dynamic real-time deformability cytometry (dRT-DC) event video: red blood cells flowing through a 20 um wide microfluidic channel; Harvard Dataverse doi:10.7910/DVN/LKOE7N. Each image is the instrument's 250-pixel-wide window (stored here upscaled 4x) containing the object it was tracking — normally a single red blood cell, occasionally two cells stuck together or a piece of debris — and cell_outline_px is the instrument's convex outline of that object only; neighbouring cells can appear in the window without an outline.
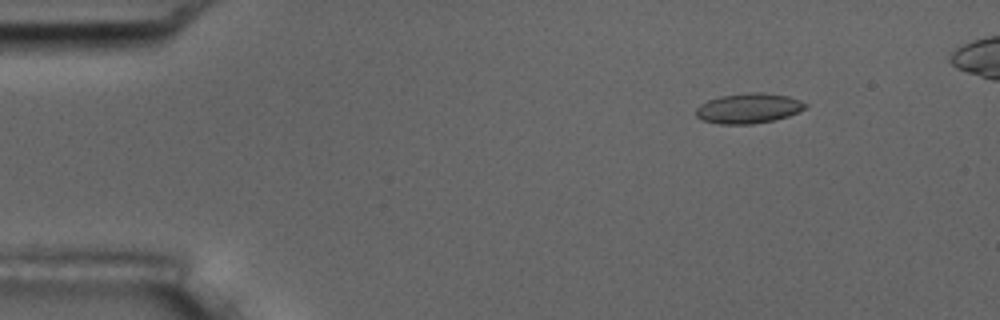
{"species": "common noctule bat (a hibernating species)", "species_latin": "Nyctalus noctula", "temperature_condition": "room temperature", "stored_images_in_passage": 6, "camera_frame_rate_fps": 3000, "um_per_image_px": 0.085, "animal": {"sex": "male", "body_mass_g": 17.5, "forearm_length_mm": 52.3}, "frame": {"image": 1, "passage_image": 2, "time_ms": 1.333, "image_size_px": [1000, 320], "cell_outline_px": [[808, 104], [804, 108], [788, 116], [776, 120], [752, 124], [720, 124], [700, 120], [696, 116], [696, 108], [700, 104], [708, 100], [720, 96], [748, 92], [764, 92], [788, 96], [800, 100]], "centroid_in_image_um": [63.6, 9.2], "position_along_channel_um": 21.4, "area_um2": 19.31}}